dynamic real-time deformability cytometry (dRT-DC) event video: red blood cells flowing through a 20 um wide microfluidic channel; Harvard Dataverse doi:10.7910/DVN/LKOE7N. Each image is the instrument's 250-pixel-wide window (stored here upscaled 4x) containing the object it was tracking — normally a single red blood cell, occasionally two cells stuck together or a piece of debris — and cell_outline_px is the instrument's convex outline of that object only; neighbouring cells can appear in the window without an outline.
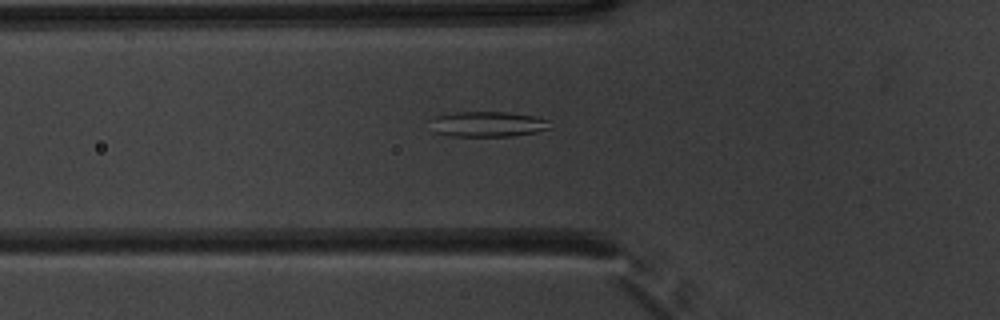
{"species": "common noctule bat (a hibernating species)", "species_latin": "Nyctalus noctula", "temperature_condition": "warm", "stored_images_in_passage": 46, "segment_of_instrument_passage": [1, 2], "camera_frame_rate_fps": 3000, "um_per_image_px": 0.085, "animal": {"sex": "male", "body_mass_g": 20.1, "forearm_length_mm": 53.5}, "frame": {"image": 1, "passage_image": 11, "time_ms": 3.333, "image_size_px": [1000, 320], "cell_outline_px": [[552, 128], [536, 132], [512, 136], [452, 136], [436, 132], [436, 116], [456, 112], [508, 112], [532, 116], [548, 120]], "centroid_in_image_um": [41.58, 10.55], "position_along_channel_um": 84.2, "area_um2": 17.17}}
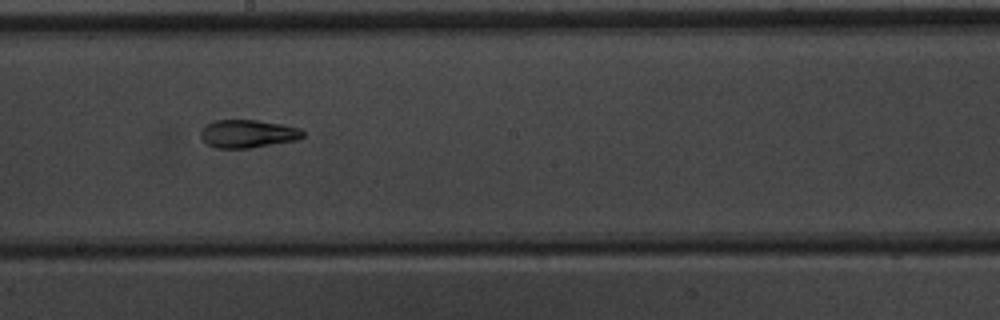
{"frame": {"image": 2, "passage_image": 22, "time_ms": 7.0, "image_size_px": [1000, 320], "cell_outline_px": [[304, 136], [296, 140], [252, 148], [216, 148], [204, 144], [200, 136], [200, 132], [212, 120], [256, 120], [284, 124], [300, 128], [304, 132]], "centroid_in_image_um": [21.05, 11.37], "position_along_channel_um": 227.1, "area_um2": 16.88}}
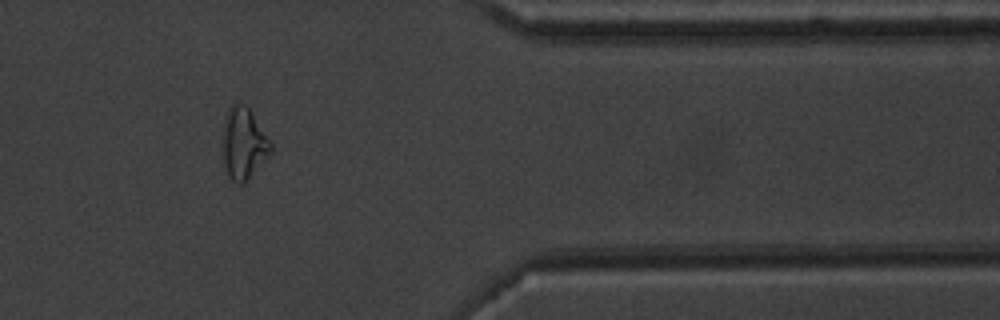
{"frame": {"image": 3, "passage_image": 36, "time_ms": 11.667, "image_size_px": [1000, 320], "cell_outline_px": [[272, 152], [244, 184], [236, 184], [228, 176], [224, 164], [220, 144], [224, 124], [228, 108], [232, 100], [244, 104], [248, 108], [272, 144]], "centroid_in_image_um": [20.66, 12.2], "position_along_channel_um": 390.7, "area_um2": 20.4}}